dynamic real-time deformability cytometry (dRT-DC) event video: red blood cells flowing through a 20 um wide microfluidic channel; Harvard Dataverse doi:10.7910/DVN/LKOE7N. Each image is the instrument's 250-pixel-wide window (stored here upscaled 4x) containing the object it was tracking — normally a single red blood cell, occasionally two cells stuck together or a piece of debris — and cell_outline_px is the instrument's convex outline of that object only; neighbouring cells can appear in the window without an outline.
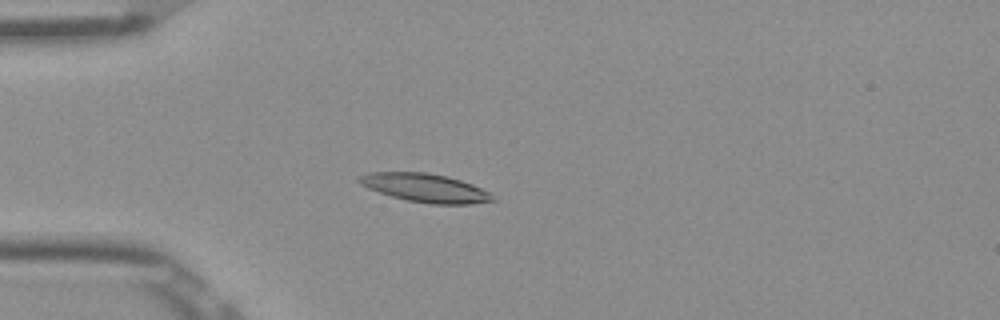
{"species": "Egyptian fruit bat (a non-hibernating species)", "species_latin": "Rousettus aegyptiacus", "temperature_condition": "room temperature", "stored_images_in_passage": 44, "camera_frame_rate_fps": 3000, "um_per_image_px": 0.085, "frame": {"image": 1, "passage_image": 6, "time_ms": 1.667, "image_size_px": [1000, 320], "cell_outline_px": [[496, 200], [472, 204], [432, 204], [408, 200], [392, 196], [368, 188], [360, 184], [356, 180], [356, 176], [368, 172], [428, 172], [448, 176], [472, 184], [488, 192]], "centroid_in_image_um": [36.1, 15.95], "position_along_channel_um": 48.9, "area_um2": 22.14}}
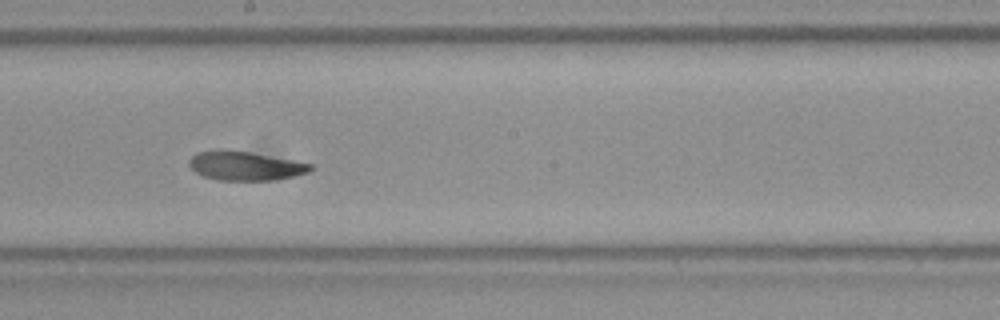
{"frame": {"image": 2, "passage_image": 21, "time_ms": 6.667, "image_size_px": [1000, 320], "cell_outline_px": [[312, 168], [308, 172], [292, 176], [272, 180], [220, 180], [204, 176], [196, 172], [188, 164], [188, 160], [196, 152], [220, 148], [248, 152], [292, 160], [312, 164]], "centroid_in_image_um": [20.77, 14.08], "position_along_channel_um": 227.4, "area_um2": 20.35}}
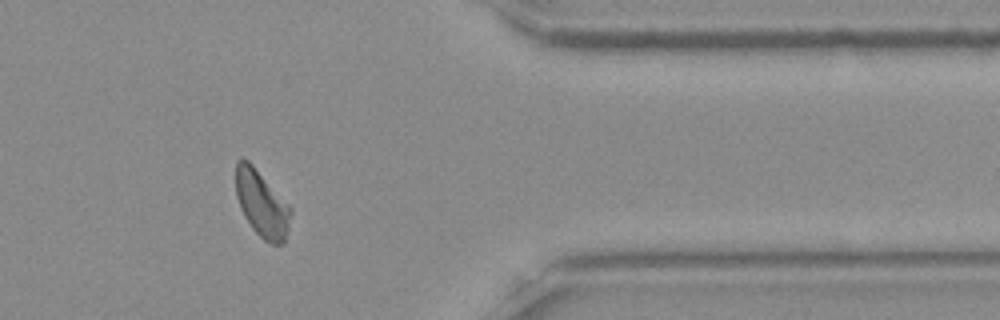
{"frame": {"image": 3, "passage_image": 35, "time_ms": 11.333, "image_size_px": [1000, 320], "cell_outline_px": [[292, 212], [284, 244], [272, 244], [264, 240], [252, 228], [244, 216], [240, 208], [236, 196], [236, 160], [240, 156], [248, 160], [252, 164], [292, 208]], "centroid_in_image_um": [22.24, 17.31], "position_along_channel_um": 389.2, "area_um2": 21.27}, "authors_computed_cell_mechanics": {"area_um2": 21.097, "velocity_mm_per_s": 3.8695, "shape_relaxation_time_tau1_ms": 4.5188, "shape_relaxation_time_tau2_ms": 2.9127, "deformation_change_tau1": 0.1202, "deformation_change_tau2": 0.0875}}